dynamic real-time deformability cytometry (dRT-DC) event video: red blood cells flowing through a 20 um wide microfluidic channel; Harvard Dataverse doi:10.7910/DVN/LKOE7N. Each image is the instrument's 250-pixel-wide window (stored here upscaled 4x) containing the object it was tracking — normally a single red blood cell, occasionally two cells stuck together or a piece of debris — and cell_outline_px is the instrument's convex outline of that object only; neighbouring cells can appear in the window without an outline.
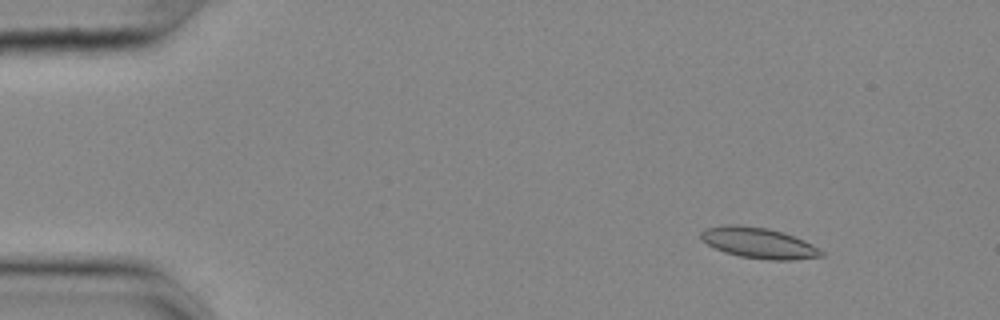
{"species": "common noctule bat (a hibernating species)", "species_latin": "Nyctalus noctula", "temperature_condition": "cold", "stored_images_in_passage": 19, "camera_frame_rate_fps": 3000, "um_per_image_px": 0.085, "animal": {"sex": "female", "body_mass_g": 25.1}, "frame": {"image": 1, "passage_image": 1, "time_ms": 0.0, "image_size_px": [1000, 320], "cell_outline_px": [[824, 256], [792, 260], [768, 260], [740, 256], [724, 252], [700, 240], [700, 232], [708, 228], [724, 224], [736, 224], [768, 228], [804, 240], [812, 244], [824, 252]], "centroid_in_image_um": [64.47, 20.65], "position_along_channel_um": 20.5, "area_um2": 21.5}}
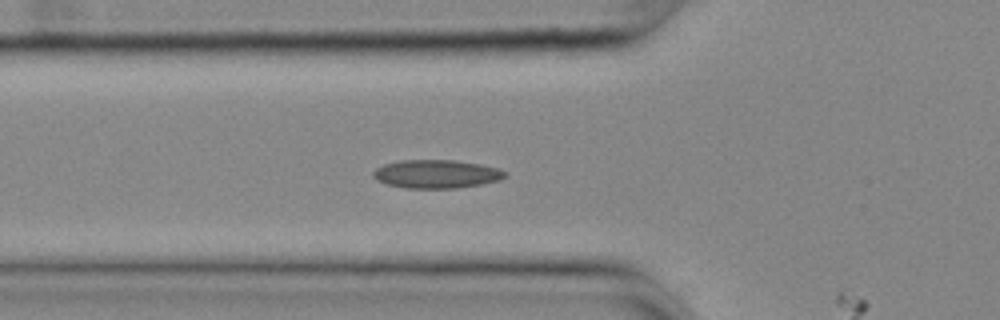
{"frame": {"image": 2, "passage_image": 14, "time_ms": 4.333, "image_size_px": [1000, 320], "cell_outline_px": [[508, 176], [500, 180], [480, 184], [456, 188], [404, 188], [388, 184], [376, 180], [372, 176], [372, 172], [376, 168], [384, 164], [400, 160], [456, 160], [480, 164], [496, 168], [508, 172]], "centroid_in_image_um": [37.09, 14.79], "position_along_channel_um": 88.7, "area_um2": 21.91}}
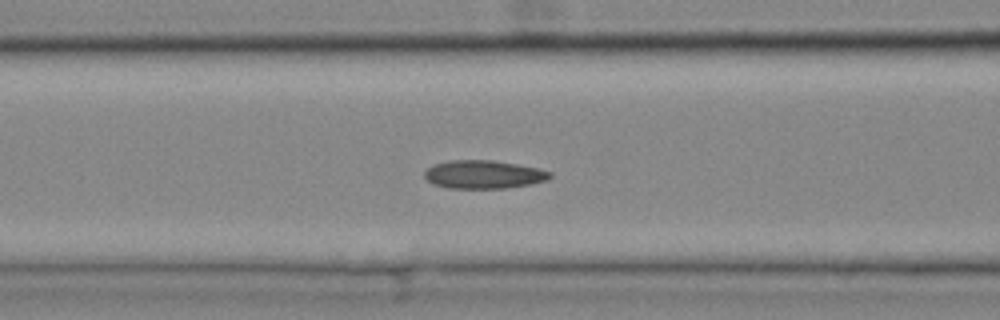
{"frame": {"image": 3, "passage_image": 17, "time_ms": 5.333, "image_size_px": [1000, 320], "cell_outline_px": [[552, 176], [548, 180], [532, 184], [508, 188], [448, 188], [432, 184], [424, 176], [424, 172], [432, 164], [448, 160], [492, 160], [540, 168], [552, 172]], "centroid_in_image_um": [41.12, 14.83], "position_along_channel_um": 125.5, "area_um2": 20.92}}